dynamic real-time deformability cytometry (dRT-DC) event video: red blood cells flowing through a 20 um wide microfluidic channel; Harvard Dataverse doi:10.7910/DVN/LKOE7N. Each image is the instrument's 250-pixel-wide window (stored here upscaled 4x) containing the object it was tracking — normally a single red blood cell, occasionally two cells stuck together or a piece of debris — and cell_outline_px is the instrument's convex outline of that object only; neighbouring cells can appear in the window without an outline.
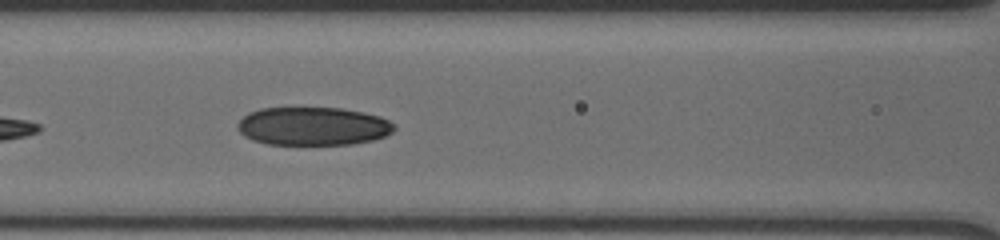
{"species": "human", "species_latin": "Homo sapiens", "temperature_condition": "cold", "stored_images_in_passage": 43, "segment_of_instrument_passage": [2, 2], "camera_frame_rate_fps": 3000, "um_per_image_px": 0.085, "donor": {"sex": "male"}, "frame": {"image": 1, "passage_image": 17, "time_ms": 5.333, "image_size_px": [1000, 240], "cell_outline_px": [[396, 128], [392, 132], [384, 136], [372, 140], [352, 144], [268, 144], [252, 140], [244, 136], [236, 128], [236, 124], [248, 112], [260, 108], [340, 108], [364, 112], [380, 116], [388, 120]], "centroid_in_image_um": [26.58, 10.72], "position_along_channel_um": 140.0, "area_um2": 34.97}}
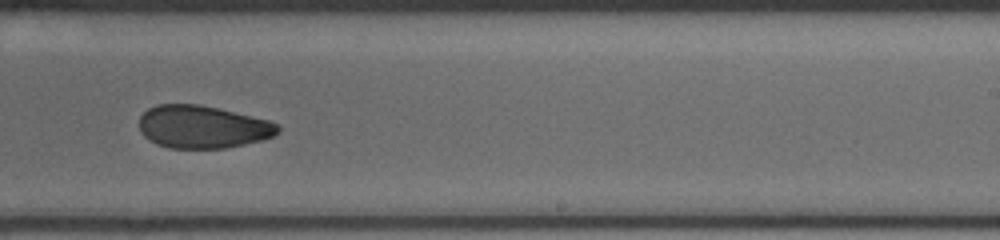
{"frame": {"image": 2, "passage_image": 27, "time_ms": 8.667, "image_size_px": [1000, 240], "cell_outline_px": [[280, 132], [264, 140], [224, 148], [168, 148], [156, 144], [148, 140], [140, 132], [140, 116], [148, 108], [156, 104], [200, 104], [268, 120], [276, 124], [280, 128]], "centroid_in_image_um": [17.19, 10.79], "position_along_channel_um": 271.8, "area_um2": 34.56}}
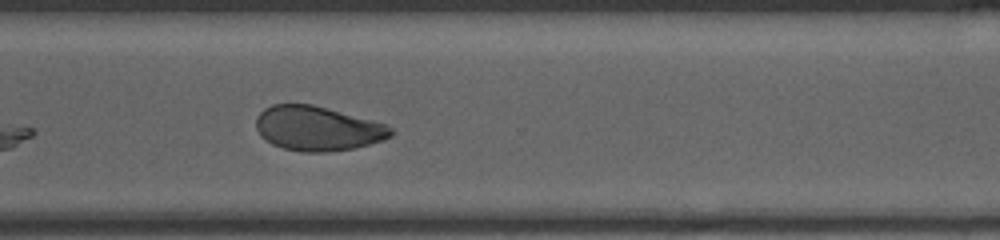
{"frame": {"image": 3, "passage_image": 32, "time_ms": 10.333, "image_size_px": [1000, 240], "cell_outline_px": [[396, 132], [392, 136], [384, 140], [352, 148], [328, 152], [304, 152], [284, 148], [272, 144], [260, 136], [256, 128], [256, 116], [264, 108], [272, 104], [312, 104], [384, 124], [392, 128]], "centroid_in_image_um": [26.96, 10.92], "position_along_channel_um": 343.6, "area_um2": 34.8}}